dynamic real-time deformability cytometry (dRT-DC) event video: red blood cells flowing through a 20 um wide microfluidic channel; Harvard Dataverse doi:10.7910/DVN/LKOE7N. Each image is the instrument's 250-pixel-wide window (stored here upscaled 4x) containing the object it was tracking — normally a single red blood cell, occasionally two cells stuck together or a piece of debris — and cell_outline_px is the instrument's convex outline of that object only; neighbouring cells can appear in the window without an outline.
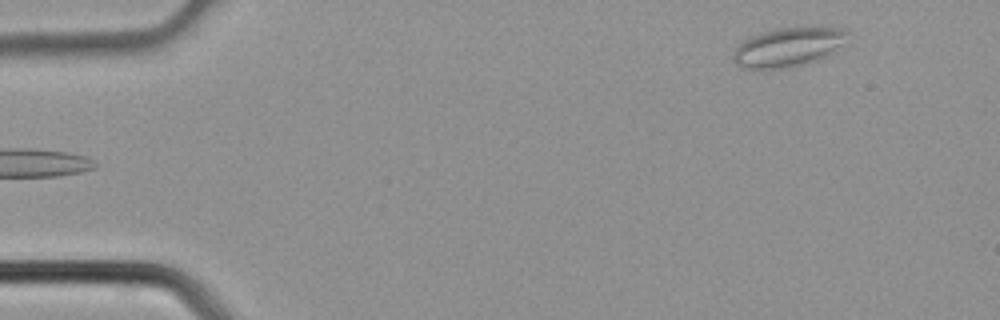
{"species": "common noctule bat (a hibernating species)", "species_latin": "Nyctalus noctula", "temperature_condition": "cold", "stored_images_in_passage": 4, "camera_frame_rate_fps": 3000, "um_per_image_px": 0.085, "animal": {"sex": "male", "body_mass_g": 21.5, "forearm_length_mm": 52.0}, "frame": {"image": 1, "passage_image": 4, "time_ms": 1.0, "image_size_px": [1000, 320], "cell_outline_px": [[848, 32], [840, 44], [828, 56], [804, 64], [788, 68], [752, 72], [740, 68], [732, 60], [732, 52], [744, 40], [760, 32], [776, 28], [828, 24], [844, 28]], "centroid_in_image_um": [66.94, 4.0], "position_along_channel_um": 18.1, "area_um2": 27.28}}